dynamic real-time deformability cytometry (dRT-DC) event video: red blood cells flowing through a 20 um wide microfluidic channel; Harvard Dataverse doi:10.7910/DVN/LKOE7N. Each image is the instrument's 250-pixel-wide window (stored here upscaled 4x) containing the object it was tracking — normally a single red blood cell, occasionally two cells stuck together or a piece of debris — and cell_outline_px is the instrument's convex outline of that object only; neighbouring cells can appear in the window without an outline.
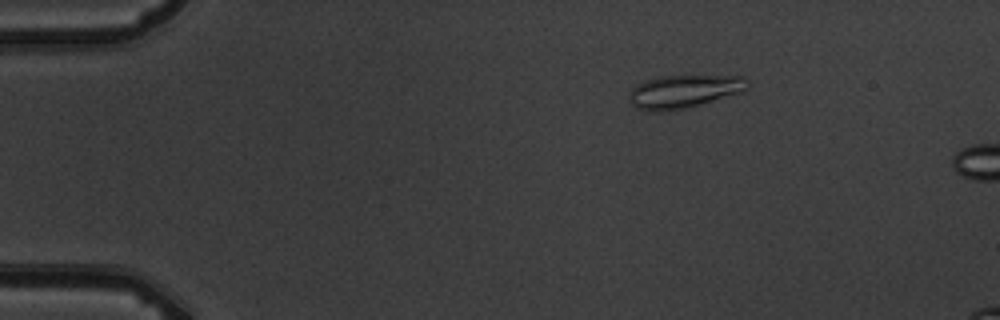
{"species": "common noctule bat (a hibernating species)", "species_latin": "Nyctalus noctula", "temperature_condition": "warm", "stored_images_in_passage": 4, "camera_frame_rate_fps": 3000, "um_per_image_px": 0.085, "animal": {"sex": "male", "body_mass_g": 19.5, "forearm_length_mm": 54.6}, "frame": {"image": 1, "passage_image": 3, "time_ms": 2.333, "image_size_px": [1000, 320], "cell_outline_px": [[748, 88], [744, 92], [688, 108], [636, 108], [628, 100], [628, 92], [636, 84], [660, 76], [744, 76], [748, 80]], "centroid_in_image_um": [58.21, 7.73], "position_along_channel_um": 26.8, "area_um2": 22.31}}